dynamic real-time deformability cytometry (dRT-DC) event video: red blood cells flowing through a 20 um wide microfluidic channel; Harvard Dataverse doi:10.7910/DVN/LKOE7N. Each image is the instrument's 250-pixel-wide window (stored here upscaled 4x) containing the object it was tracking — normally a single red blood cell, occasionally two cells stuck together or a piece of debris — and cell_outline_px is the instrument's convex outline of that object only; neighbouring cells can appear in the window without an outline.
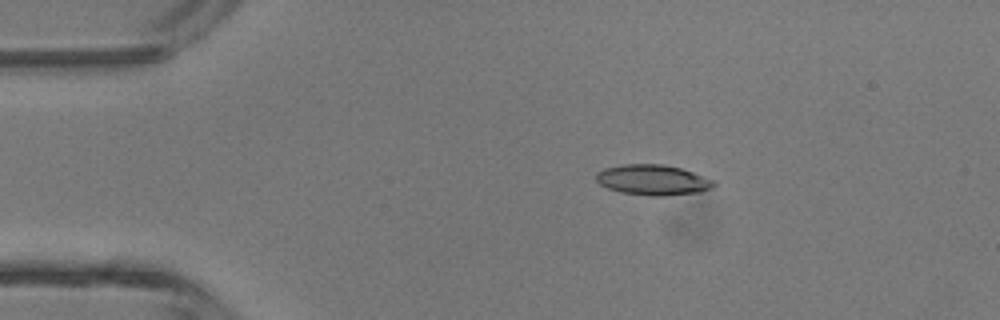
{"species": "common noctule bat (a hibernating species)", "species_latin": "Nyctalus noctula", "temperature_condition": "room temperature", "stored_images_in_passage": 3, "camera_frame_rate_fps": 3000, "um_per_image_px": 0.085, "animal": {"sex": "male", "body_mass_g": 13.3}, "frame": {"image": 1, "passage_image": 2, "time_ms": 2.0, "image_size_px": [1000, 320], "cell_outline_px": [[716, 184], [712, 188], [700, 192], [664, 196], [648, 196], [620, 192], [608, 188], [600, 184], [596, 180], [596, 172], [604, 168], [620, 164], [664, 164], [680, 168], [716, 180]], "centroid_in_image_um": [55.5, 15.29], "position_along_channel_um": 29.5, "area_um2": 21.1}}